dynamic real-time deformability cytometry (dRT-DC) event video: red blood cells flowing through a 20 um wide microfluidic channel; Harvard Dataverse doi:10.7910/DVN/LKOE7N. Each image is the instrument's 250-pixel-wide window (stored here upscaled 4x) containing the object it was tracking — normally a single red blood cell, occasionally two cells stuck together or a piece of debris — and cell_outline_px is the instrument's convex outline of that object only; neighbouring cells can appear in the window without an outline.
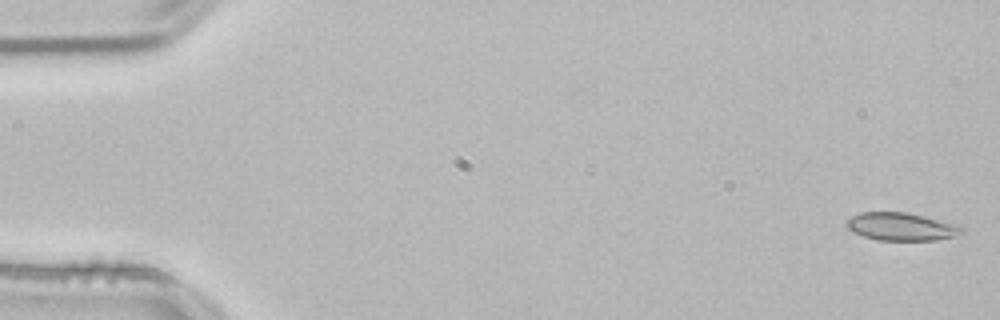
{"species": "common noctule bat (a hibernating species)", "species_latin": "Nyctalus noctula", "temperature_condition": "room temperature", "stored_images_in_passage": 53, "camera_frame_rate_fps": 3000, "um_per_image_px": 0.085, "animal": {"sex": "male", "body_mass_g": 21.5, "forearm_length_mm": 52.0}, "frame": {"image": 1, "passage_image": 1, "time_ms": 0.0, "image_size_px": [1000, 320], "cell_outline_px": [[964, 232], [952, 236], [936, 240], [876, 240], [852, 232], [844, 224], [852, 216], [860, 212], [908, 212], [924, 216], [952, 224], [964, 228]], "centroid_in_image_um": [76.54, 19.26], "position_along_channel_um": 8.5, "area_um2": 18.5}}
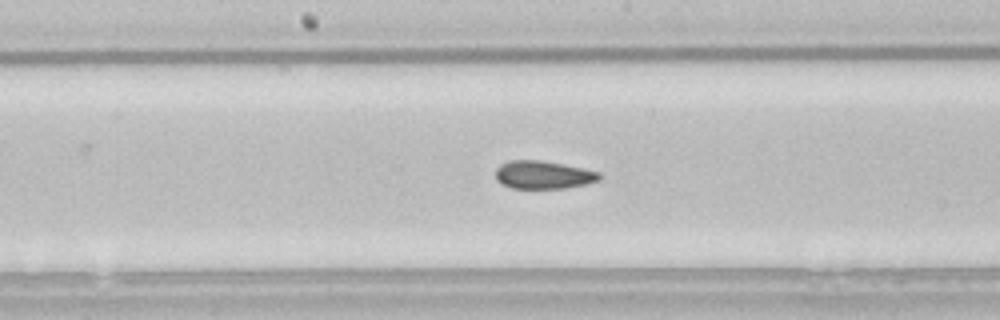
{"frame": {"image": 2, "passage_image": 27, "time_ms": 8.667, "image_size_px": [1000, 320], "cell_outline_px": [[600, 180], [588, 184], [564, 188], [512, 188], [496, 180], [496, 168], [500, 164], [508, 160], [540, 160], [584, 168], [600, 172]], "centroid_in_image_um": [46.19, 14.85], "position_along_channel_um": 202.0, "area_um2": 16.99}}
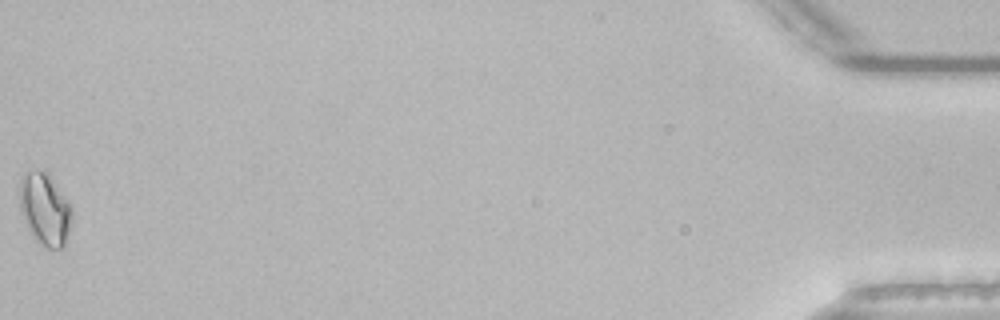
{"frame": {"image": 3, "passage_image": 53, "time_ms": 17.333, "image_size_px": [1000, 320], "cell_outline_px": [[72, 216], [64, 248], [44, 248], [32, 236], [20, 212], [16, 196], [20, 180], [24, 172], [44, 172], [48, 176], [72, 204]], "centroid_in_image_um": [3.77, 17.81], "position_along_channel_um": 431.4, "area_um2": 22.2}, "authors_computed_cell_mechanics": {"area_um2": 17.8602, "velocity_mm_per_s": 3.8312, "shape_relaxation_time_tau1_ms": null, "shape_relaxation_time_tau2_ms": 1.8894, "deformation_change_tau1": null, "deformation_change_tau2": 0.0558}}